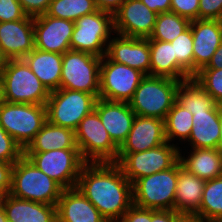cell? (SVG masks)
Returning <instances> with one entry per match:
<instances>
[{
  "mask_svg": "<svg viewBox=\"0 0 222 222\" xmlns=\"http://www.w3.org/2000/svg\"><path fill=\"white\" fill-rule=\"evenodd\" d=\"M192 118L193 114L176 101L165 118L167 142H172L174 138L184 142L188 140L193 127Z\"/></svg>",
  "mask_w": 222,
  "mask_h": 222,
  "instance_id": "cell-31",
  "label": "cell"
},
{
  "mask_svg": "<svg viewBox=\"0 0 222 222\" xmlns=\"http://www.w3.org/2000/svg\"><path fill=\"white\" fill-rule=\"evenodd\" d=\"M174 222H204V221L196 214L180 213L174 219Z\"/></svg>",
  "mask_w": 222,
  "mask_h": 222,
  "instance_id": "cell-47",
  "label": "cell"
},
{
  "mask_svg": "<svg viewBox=\"0 0 222 222\" xmlns=\"http://www.w3.org/2000/svg\"><path fill=\"white\" fill-rule=\"evenodd\" d=\"M7 194L8 193L6 191L0 190V209H3V207H4V201H5Z\"/></svg>",
  "mask_w": 222,
  "mask_h": 222,
  "instance_id": "cell-51",
  "label": "cell"
},
{
  "mask_svg": "<svg viewBox=\"0 0 222 222\" xmlns=\"http://www.w3.org/2000/svg\"><path fill=\"white\" fill-rule=\"evenodd\" d=\"M167 142L165 120L136 115L132 128L118 149V153H136L155 148Z\"/></svg>",
  "mask_w": 222,
  "mask_h": 222,
  "instance_id": "cell-16",
  "label": "cell"
},
{
  "mask_svg": "<svg viewBox=\"0 0 222 222\" xmlns=\"http://www.w3.org/2000/svg\"><path fill=\"white\" fill-rule=\"evenodd\" d=\"M13 163L0 161V190L10 193L12 187Z\"/></svg>",
  "mask_w": 222,
  "mask_h": 222,
  "instance_id": "cell-42",
  "label": "cell"
},
{
  "mask_svg": "<svg viewBox=\"0 0 222 222\" xmlns=\"http://www.w3.org/2000/svg\"><path fill=\"white\" fill-rule=\"evenodd\" d=\"M114 32L113 14L98 10L80 17L70 41V49L103 57L107 53L111 33Z\"/></svg>",
  "mask_w": 222,
  "mask_h": 222,
  "instance_id": "cell-11",
  "label": "cell"
},
{
  "mask_svg": "<svg viewBox=\"0 0 222 222\" xmlns=\"http://www.w3.org/2000/svg\"><path fill=\"white\" fill-rule=\"evenodd\" d=\"M101 58L71 49L63 53L60 88L99 95Z\"/></svg>",
  "mask_w": 222,
  "mask_h": 222,
  "instance_id": "cell-12",
  "label": "cell"
},
{
  "mask_svg": "<svg viewBox=\"0 0 222 222\" xmlns=\"http://www.w3.org/2000/svg\"><path fill=\"white\" fill-rule=\"evenodd\" d=\"M112 141L120 147L127 138L136 114L127 102H113L98 98L94 109Z\"/></svg>",
  "mask_w": 222,
  "mask_h": 222,
  "instance_id": "cell-20",
  "label": "cell"
},
{
  "mask_svg": "<svg viewBox=\"0 0 222 222\" xmlns=\"http://www.w3.org/2000/svg\"><path fill=\"white\" fill-rule=\"evenodd\" d=\"M157 14L141 0H125L113 14L114 32L134 38H149L156 23Z\"/></svg>",
  "mask_w": 222,
  "mask_h": 222,
  "instance_id": "cell-14",
  "label": "cell"
},
{
  "mask_svg": "<svg viewBox=\"0 0 222 222\" xmlns=\"http://www.w3.org/2000/svg\"><path fill=\"white\" fill-rule=\"evenodd\" d=\"M150 76L166 77L183 81L188 77L177 67L171 42L149 40Z\"/></svg>",
  "mask_w": 222,
  "mask_h": 222,
  "instance_id": "cell-28",
  "label": "cell"
},
{
  "mask_svg": "<svg viewBox=\"0 0 222 222\" xmlns=\"http://www.w3.org/2000/svg\"><path fill=\"white\" fill-rule=\"evenodd\" d=\"M23 155L22 147L0 125V161L14 164Z\"/></svg>",
  "mask_w": 222,
  "mask_h": 222,
  "instance_id": "cell-36",
  "label": "cell"
},
{
  "mask_svg": "<svg viewBox=\"0 0 222 222\" xmlns=\"http://www.w3.org/2000/svg\"><path fill=\"white\" fill-rule=\"evenodd\" d=\"M176 101L193 115L208 112L217 105L194 77L179 82Z\"/></svg>",
  "mask_w": 222,
  "mask_h": 222,
  "instance_id": "cell-29",
  "label": "cell"
},
{
  "mask_svg": "<svg viewBox=\"0 0 222 222\" xmlns=\"http://www.w3.org/2000/svg\"><path fill=\"white\" fill-rule=\"evenodd\" d=\"M3 208L11 222H57L56 205L24 200L8 193Z\"/></svg>",
  "mask_w": 222,
  "mask_h": 222,
  "instance_id": "cell-23",
  "label": "cell"
},
{
  "mask_svg": "<svg viewBox=\"0 0 222 222\" xmlns=\"http://www.w3.org/2000/svg\"><path fill=\"white\" fill-rule=\"evenodd\" d=\"M179 82L171 78L146 75L128 104L138 116L165 120L177 100Z\"/></svg>",
  "mask_w": 222,
  "mask_h": 222,
  "instance_id": "cell-3",
  "label": "cell"
},
{
  "mask_svg": "<svg viewBox=\"0 0 222 222\" xmlns=\"http://www.w3.org/2000/svg\"><path fill=\"white\" fill-rule=\"evenodd\" d=\"M9 58L4 54L2 48L0 47V73L3 72V69L8 64Z\"/></svg>",
  "mask_w": 222,
  "mask_h": 222,
  "instance_id": "cell-48",
  "label": "cell"
},
{
  "mask_svg": "<svg viewBox=\"0 0 222 222\" xmlns=\"http://www.w3.org/2000/svg\"><path fill=\"white\" fill-rule=\"evenodd\" d=\"M180 213L175 210H153L151 209V222H174Z\"/></svg>",
  "mask_w": 222,
  "mask_h": 222,
  "instance_id": "cell-44",
  "label": "cell"
},
{
  "mask_svg": "<svg viewBox=\"0 0 222 222\" xmlns=\"http://www.w3.org/2000/svg\"><path fill=\"white\" fill-rule=\"evenodd\" d=\"M99 95L60 88L50 92L47 120L56 126L76 130L80 121L95 109Z\"/></svg>",
  "mask_w": 222,
  "mask_h": 222,
  "instance_id": "cell-6",
  "label": "cell"
},
{
  "mask_svg": "<svg viewBox=\"0 0 222 222\" xmlns=\"http://www.w3.org/2000/svg\"><path fill=\"white\" fill-rule=\"evenodd\" d=\"M26 16L18 0H0V22L18 21Z\"/></svg>",
  "mask_w": 222,
  "mask_h": 222,
  "instance_id": "cell-38",
  "label": "cell"
},
{
  "mask_svg": "<svg viewBox=\"0 0 222 222\" xmlns=\"http://www.w3.org/2000/svg\"><path fill=\"white\" fill-rule=\"evenodd\" d=\"M2 76L6 102L46 105L50 91L23 59H9Z\"/></svg>",
  "mask_w": 222,
  "mask_h": 222,
  "instance_id": "cell-5",
  "label": "cell"
},
{
  "mask_svg": "<svg viewBox=\"0 0 222 222\" xmlns=\"http://www.w3.org/2000/svg\"><path fill=\"white\" fill-rule=\"evenodd\" d=\"M195 214L204 222L222 219V175L206 180L200 208Z\"/></svg>",
  "mask_w": 222,
  "mask_h": 222,
  "instance_id": "cell-30",
  "label": "cell"
},
{
  "mask_svg": "<svg viewBox=\"0 0 222 222\" xmlns=\"http://www.w3.org/2000/svg\"><path fill=\"white\" fill-rule=\"evenodd\" d=\"M199 0H171V12L194 21L199 19Z\"/></svg>",
  "mask_w": 222,
  "mask_h": 222,
  "instance_id": "cell-37",
  "label": "cell"
},
{
  "mask_svg": "<svg viewBox=\"0 0 222 222\" xmlns=\"http://www.w3.org/2000/svg\"><path fill=\"white\" fill-rule=\"evenodd\" d=\"M141 2L156 14L171 11V0H141Z\"/></svg>",
  "mask_w": 222,
  "mask_h": 222,
  "instance_id": "cell-43",
  "label": "cell"
},
{
  "mask_svg": "<svg viewBox=\"0 0 222 222\" xmlns=\"http://www.w3.org/2000/svg\"><path fill=\"white\" fill-rule=\"evenodd\" d=\"M180 150L174 143L165 142L142 152L118 153L116 163L133 184L139 178L173 167L179 161Z\"/></svg>",
  "mask_w": 222,
  "mask_h": 222,
  "instance_id": "cell-9",
  "label": "cell"
},
{
  "mask_svg": "<svg viewBox=\"0 0 222 222\" xmlns=\"http://www.w3.org/2000/svg\"><path fill=\"white\" fill-rule=\"evenodd\" d=\"M23 60L50 92L60 89L62 54L34 48Z\"/></svg>",
  "mask_w": 222,
  "mask_h": 222,
  "instance_id": "cell-25",
  "label": "cell"
},
{
  "mask_svg": "<svg viewBox=\"0 0 222 222\" xmlns=\"http://www.w3.org/2000/svg\"><path fill=\"white\" fill-rule=\"evenodd\" d=\"M208 222H222V219H218V220H211V221H208Z\"/></svg>",
  "mask_w": 222,
  "mask_h": 222,
  "instance_id": "cell-53",
  "label": "cell"
},
{
  "mask_svg": "<svg viewBox=\"0 0 222 222\" xmlns=\"http://www.w3.org/2000/svg\"><path fill=\"white\" fill-rule=\"evenodd\" d=\"M75 22L43 14L34 17V46L44 52L63 54L70 50Z\"/></svg>",
  "mask_w": 222,
  "mask_h": 222,
  "instance_id": "cell-15",
  "label": "cell"
},
{
  "mask_svg": "<svg viewBox=\"0 0 222 222\" xmlns=\"http://www.w3.org/2000/svg\"><path fill=\"white\" fill-rule=\"evenodd\" d=\"M47 121L46 105L9 103L0 105V125L24 150Z\"/></svg>",
  "mask_w": 222,
  "mask_h": 222,
  "instance_id": "cell-7",
  "label": "cell"
},
{
  "mask_svg": "<svg viewBox=\"0 0 222 222\" xmlns=\"http://www.w3.org/2000/svg\"><path fill=\"white\" fill-rule=\"evenodd\" d=\"M25 14L37 17L46 14L52 0H18Z\"/></svg>",
  "mask_w": 222,
  "mask_h": 222,
  "instance_id": "cell-40",
  "label": "cell"
},
{
  "mask_svg": "<svg viewBox=\"0 0 222 222\" xmlns=\"http://www.w3.org/2000/svg\"><path fill=\"white\" fill-rule=\"evenodd\" d=\"M6 101L5 99V89H4V78L2 73H0V105Z\"/></svg>",
  "mask_w": 222,
  "mask_h": 222,
  "instance_id": "cell-49",
  "label": "cell"
},
{
  "mask_svg": "<svg viewBox=\"0 0 222 222\" xmlns=\"http://www.w3.org/2000/svg\"><path fill=\"white\" fill-rule=\"evenodd\" d=\"M145 76L140 70L116 63L104 55L100 64L99 98L129 103Z\"/></svg>",
  "mask_w": 222,
  "mask_h": 222,
  "instance_id": "cell-13",
  "label": "cell"
},
{
  "mask_svg": "<svg viewBox=\"0 0 222 222\" xmlns=\"http://www.w3.org/2000/svg\"><path fill=\"white\" fill-rule=\"evenodd\" d=\"M0 47L9 59H23L34 48V18L0 22Z\"/></svg>",
  "mask_w": 222,
  "mask_h": 222,
  "instance_id": "cell-18",
  "label": "cell"
},
{
  "mask_svg": "<svg viewBox=\"0 0 222 222\" xmlns=\"http://www.w3.org/2000/svg\"><path fill=\"white\" fill-rule=\"evenodd\" d=\"M219 118H220V126H221V138L218 145V150L222 153V105H219Z\"/></svg>",
  "mask_w": 222,
  "mask_h": 222,
  "instance_id": "cell-50",
  "label": "cell"
},
{
  "mask_svg": "<svg viewBox=\"0 0 222 222\" xmlns=\"http://www.w3.org/2000/svg\"><path fill=\"white\" fill-rule=\"evenodd\" d=\"M0 222H11V221L7 218L6 212H5L4 208H3V209H0Z\"/></svg>",
  "mask_w": 222,
  "mask_h": 222,
  "instance_id": "cell-52",
  "label": "cell"
},
{
  "mask_svg": "<svg viewBox=\"0 0 222 222\" xmlns=\"http://www.w3.org/2000/svg\"><path fill=\"white\" fill-rule=\"evenodd\" d=\"M63 188L24 155L14 163L10 195L37 203L57 205Z\"/></svg>",
  "mask_w": 222,
  "mask_h": 222,
  "instance_id": "cell-2",
  "label": "cell"
},
{
  "mask_svg": "<svg viewBox=\"0 0 222 222\" xmlns=\"http://www.w3.org/2000/svg\"><path fill=\"white\" fill-rule=\"evenodd\" d=\"M110 38L106 55L114 62L125 64L150 75V46L148 38L117 35Z\"/></svg>",
  "mask_w": 222,
  "mask_h": 222,
  "instance_id": "cell-17",
  "label": "cell"
},
{
  "mask_svg": "<svg viewBox=\"0 0 222 222\" xmlns=\"http://www.w3.org/2000/svg\"><path fill=\"white\" fill-rule=\"evenodd\" d=\"M193 37L194 75L205 67L222 42V21L197 19L190 23Z\"/></svg>",
  "mask_w": 222,
  "mask_h": 222,
  "instance_id": "cell-19",
  "label": "cell"
},
{
  "mask_svg": "<svg viewBox=\"0 0 222 222\" xmlns=\"http://www.w3.org/2000/svg\"><path fill=\"white\" fill-rule=\"evenodd\" d=\"M206 180L188 172L178 161V181L174 210L178 213L195 214L202 201Z\"/></svg>",
  "mask_w": 222,
  "mask_h": 222,
  "instance_id": "cell-22",
  "label": "cell"
},
{
  "mask_svg": "<svg viewBox=\"0 0 222 222\" xmlns=\"http://www.w3.org/2000/svg\"><path fill=\"white\" fill-rule=\"evenodd\" d=\"M24 156L63 189L77 186L80 172L87 163L79 149L24 152Z\"/></svg>",
  "mask_w": 222,
  "mask_h": 222,
  "instance_id": "cell-10",
  "label": "cell"
},
{
  "mask_svg": "<svg viewBox=\"0 0 222 222\" xmlns=\"http://www.w3.org/2000/svg\"><path fill=\"white\" fill-rule=\"evenodd\" d=\"M189 139L192 148L218 149L221 138L219 104L208 112L194 113Z\"/></svg>",
  "mask_w": 222,
  "mask_h": 222,
  "instance_id": "cell-24",
  "label": "cell"
},
{
  "mask_svg": "<svg viewBox=\"0 0 222 222\" xmlns=\"http://www.w3.org/2000/svg\"><path fill=\"white\" fill-rule=\"evenodd\" d=\"M58 149H79L75 131L51 124L48 120L24 152H46Z\"/></svg>",
  "mask_w": 222,
  "mask_h": 222,
  "instance_id": "cell-26",
  "label": "cell"
},
{
  "mask_svg": "<svg viewBox=\"0 0 222 222\" xmlns=\"http://www.w3.org/2000/svg\"><path fill=\"white\" fill-rule=\"evenodd\" d=\"M193 77L217 104L222 105V68L200 69Z\"/></svg>",
  "mask_w": 222,
  "mask_h": 222,
  "instance_id": "cell-35",
  "label": "cell"
},
{
  "mask_svg": "<svg viewBox=\"0 0 222 222\" xmlns=\"http://www.w3.org/2000/svg\"><path fill=\"white\" fill-rule=\"evenodd\" d=\"M98 11L94 0H52L48 16L76 21L82 16Z\"/></svg>",
  "mask_w": 222,
  "mask_h": 222,
  "instance_id": "cell-33",
  "label": "cell"
},
{
  "mask_svg": "<svg viewBox=\"0 0 222 222\" xmlns=\"http://www.w3.org/2000/svg\"><path fill=\"white\" fill-rule=\"evenodd\" d=\"M191 21L174 12L157 14L154 29L148 40L172 42L190 27Z\"/></svg>",
  "mask_w": 222,
  "mask_h": 222,
  "instance_id": "cell-32",
  "label": "cell"
},
{
  "mask_svg": "<svg viewBox=\"0 0 222 222\" xmlns=\"http://www.w3.org/2000/svg\"><path fill=\"white\" fill-rule=\"evenodd\" d=\"M75 136L81 156L87 163L117 162L119 147L112 141L95 110L80 121Z\"/></svg>",
  "mask_w": 222,
  "mask_h": 222,
  "instance_id": "cell-8",
  "label": "cell"
},
{
  "mask_svg": "<svg viewBox=\"0 0 222 222\" xmlns=\"http://www.w3.org/2000/svg\"><path fill=\"white\" fill-rule=\"evenodd\" d=\"M177 67L188 77L194 76L193 37L191 27L172 42Z\"/></svg>",
  "mask_w": 222,
  "mask_h": 222,
  "instance_id": "cell-34",
  "label": "cell"
},
{
  "mask_svg": "<svg viewBox=\"0 0 222 222\" xmlns=\"http://www.w3.org/2000/svg\"><path fill=\"white\" fill-rule=\"evenodd\" d=\"M199 1V19L222 21V0Z\"/></svg>",
  "mask_w": 222,
  "mask_h": 222,
  "instance_id": "cell-39",
  "label": "cell"
},
{
  "mask_svg": "<svg viewBox=\"0 0 222 222\" xmlns=\"http://www.w3.org/2000/svg\"><path fill=\"white\" fill-rule=\"evenodd\" d=\"M125 0H94L98 10L114 14Z\"/></svg>",
  "mask_w": 222,
  "mask_h": 222,
  "instance_id": "cell-45",
  "label": "cell"
},
{
  "mask_svg": "<svg viewBox=\"0 0 222 222\" xmlns=\"http://www.w3.org/2000/svg\"><path fill=\"white\" fill-rule=\"evenodd\" d=\"M222 68V42L216 52L211 57L209 63L201 69H220Z\"/></svg>",
  "mask_w": 222,
  "mask_h": 222,
  "instance_id": "cell-46",
  "label": "cell"
},
{
  "mask_svg": "<svg viewBox=\"0 0 222 222\" xmlns=\"http://www.w3.org/2000/svg\"><path fill=\"white\" fill-rule=\"evenodd\" d=\"M118 222H151V209L133 204Z\"/></svg>",
  "mask_w": 222,
  "mask_h": 222,
  "instance_id": "cell-41",
  "label": "cell"
},
{
  "mask_svg": "<svg viewBox=\"0 0 222 222\" xmlns=\"http://www.w3.org/2000/svg\"><path fill=\"white\" fill-rule=\"evenodd\" d=\"M76 187L108 222H118L133 205L132 183L115 162L86 163Z\"/></svg>",
  "mask_w": 222,
  "mask_h": 222,
  "instance_id": "cell-1",
  "label": "cell"
},
{
  "mask_svg": "<svg viewBox=\"0 0 222 222\" xmlns=\"http://www.w3.org/2000/svg\"><path fill=\"white\" fill-rule=\"evenodd\" d=\"M56 216L57 222H108L77 187L63 189Z\"/></svg>",
  "mask_w": 222,
  "mask_h": 222,
  "instance_id": "cell-21",
  "label": "cell"
},
{
  "mask_svg": "<svg viewBox=\"0 0 222 222\" xmlns=\"http://www.w3.org/2000/svg\"><path fill=\"white\" fill-rule=\"evenodd\" d=\"M186 158L179 153L184 169L198 178L210 180L222 175V153L218 149L191 148Z\"/></svg>",
  "mask_w": 222,
  "mask_h": 222,
  "instance_id": "cell-27",
  "label": "cell"
},
{
  "mask_svg": "<svg viewBox=\"0 0 222 222\" xmlns=\"http://www.w3.org/2000/svg\"><path fill=\"white\" fill-rule=\"evenodd\" d=\"M178 162L168 170L139 178L132 184L133 204L153 210H174Z\"/></svg>",
  "mask_w": 222,
  "mask_h": 222,
  "instance_id": "cell-4",
  "label": "cell"
}]
</instances>
